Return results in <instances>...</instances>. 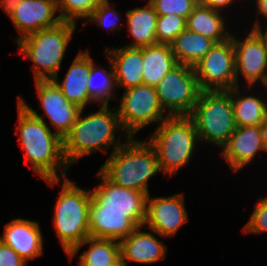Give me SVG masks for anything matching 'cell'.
<instances>
[{"label": "cell", "instance_id": "30", "mask_svg": "<svg viewBox=\"0 0 267 266\" xmlns=\"http://www.w3.org/2000/svg\"><path fill=\"white\" fill-rule=\"evenodd\" d=\"M186 29V19L176 14L158 15L156 24L157 44L170 45Z\"/></svg>", "mask_w": 267, "mask_h": 266}, {"label": "cell", "instance_id": "21", "mask_svg": "<svg viewBox=\"0 0 267 266\" xmlns=\"http://www.w3.org/2000/svg\"><path fill=\"white\" fill-rule=\"evenodd\" d=\"M104 55L113 65L117 88H130L143 84V47L105 49Z\"/></svg>", "mask_w": 267, "mask_h": 266}, {"label": "cell", "instance_id": "18", "mask_svg": "<svg viewBox=\"0 0 267 266\" xmlns=\"http://www.w3.org/2000/svg\"><path fill=\"white\" fill-rule=\"evenodd\" d=\"M141 228V226L137 227L127 237L119 241L121 263L124 266H128L126 261L153 264L166 258V245L157 239L152 230L148 229L146 232L141 231Z\"/></svg>", "mask_w": 267, "mask_h": 266}, {"label": "cell", "instance_id": "9", "mask_svg": "<svg viewBox=\"0 0 267 266\" xmlns=\"http://www.w3.org/2000/svg\"><path fill=\"white\" fill-rule=\"evenodd\" d=\"M159 102L169 116H189L201 92L194 67L178 64L155 86Z\"/></svg>", "mask_w": 267, "mask_h": 266}, {"label": "cell", "instance_id": "14", "mask_svg": "<svg viewBox=\"0 0 267 266\" xmlns=\"http://www.w3.org/2000/svg\"><path fill=\"white\" fill-rule=\"evenodd\" d=\"M39 102L55 132L62 139L76 122L81 109L69 102L53 80L35 81Z\"/></svg>", "mask_w": 267, "mask_h": 266}, {"label": "cell", "instance_id": "29", "mask_svg": "<svg viewBox=\"0 0 267 266\" xmlns=\"http://www.w3.org/2000/svg\"><path fill=\"white\" fill-rule=\"evenodd\" d=\"M97 6L93 0H57L62 21L75 24L76 20L88 19Z\"/></svg>", "mask_w": 267, "mask_h": 266}, {"label": "cell", "instance_id": "5", "mask_svg": "<svg viewBox=\"0 0 267 266\" xmlns=\"http://www.w3.org/2000/svg\"><path fill=\"white\" fill-rule=\"evenodd\" d=\"M77 24L62 21L19 39L16 44L21 53L33 63L36 80H53L58 77L67 46Z\"/></svg>", "mask_w": 267, "mask_h": 266}, {"label": "cell", "instance_id": "7", "mask_svg": "<svg viewBox=\"0 0 267 266\" xmlns=\"http://www.w3.org/2000/svg\"><path fill=\"white\" fill-rule=\"evenodd\" d=\"M189 117L200 142L222 147L237 128L230 90L201 91Z\"/></svg>", "mask_w": 267, "mask_h": 266}, {"label": "cell", "instance_id": "33", "mask_svg": "<svg viewBox=\"0 0 267 266\" xmlns=\"http://www.w3.org/2000/svg\"><path fill=\"white\" fill-rule=\"evenodd\" d=\"M243 232L245 234L267 232V196L259 198Z\"/></svg>", "mask_w": 267, "mask_h": 266}, {"label": "cell", "instance_id": "28", "mask_svg": "<svg viewBox=\"0 0 267 266\" xmlns=\"http://www.w3.org/2000/svg\"><path fill=\"white\" fill-rule=\"evenodd\" d=\"M110 68V71L102 69L101 67H96L93 58L90 55V74L88 80V92L90 98L101 105H109L110 99H114L112 94L113 90L118 89L116 85V78L114 74V69L111 60L107 57ZM98 75L101 77L99 82H96ZM99 79V78H98ZM97 79V80H98Z\"/></svg>", "mask_w": 267, "mask_h": 266}, {"label": "cell", "instance_id": "35", "mask_svg": "<svg viewBox=\"0 0 267 266\" xmlns=\"http://www.w3.org/2000/svg\"><path fill=\"white\" fill-rule=\"evenodd\" d=\"M236 0H200V2L207 6L210 7L211 9H215L218 11H221L224 8H228V6L232 5L235 3Z\"/></svg>", "mask_w": 267, "mask_h": 266}, {"label": "cell", "instance_id": "4", "mask_svg": "<svg viewBox=\"0 0 267 266\" xmlns=\"http://www.w3.org/2000/svg\"><path fill=\"white\" fill-rule=\"evenodd\" d=\"M147 140L156 151L161 172L168 176H173L189 163L196 144L200 143L189 116L167 117Z\"/></svg>", "mask_w": 267, "mask_h": 266}, {"label": "cell", "instance_id": "41", "mask_svg": "<svg viewBox=\"0 0 267 266\" xmlns=\"http://www.w3.org/2000/svg\"><path fill=\"white\" fill-rule=\"evenodd\" d=\"M116 266H124L121 261Z\"/></svg>", "mask_w": 267, "mask_h": 266}, {"label": "cell", "instance_id": "13", "mask_svg": "<svg viewBox=\"0 0 267 266\" xmlns=\"http://www.w3.org/2000/svg\"><path fill=\"white\" fill-rule=\"evenodd\" d=\"M183 194L168 197H147L146 218L148 229L163 238L171 237L188 221Z\"/></svg>", "mask_w": 267, "mask_h": 266}, {"label": "cell", "instance_id": "27", "mask_svg": "<svg viewBox=\"0 0 267 266\" xmlns=\"http://www.w3.org/2000/svg\"><path fill=\"white\" fill-rule=\"evenodd\" d=\"M240 86L231 89V99L234 117L237 126H259L267 117V100L262 96H243L240 94Z\"/></svg>", "mask_w": 267, "mask_h": 266}, {"label": "cell", "instance_id": "16", "mask_svg": "<svg viewBox=\"0 0 267 266\" xmlns=\"http://www.w3.org/2000/svg\"><path fill=\"white\" fill-rule=\"evenodd\" d=\"M0 241L11 247L25 262L43 255V237L39 222L13 219L5 224Z\"/></svg>", "mask_w": 267, "mask_h": 266}, {"label": "cell", "instance_id": "22", "mask_svg": "<svg viewBox=\"0 0 267 266\" xmlns=\"http://www.w3.org/2000/svg\"><path fill=\"white\" fill-rule=\"evenodd\" d=\"M127 29L131 35L132 43L127 47L141 48L157 44L156 24L158 15L149 1L144 7L126 11Z\"/></svg>", "mask_w": 267, "mask_h": 266}, {"label": "cell", "instance_id": "10", "mask_svg": "<svg viewBox=\"0 0 267 266\" xmlns=\"http://www.w3.org/2000/svg\"><path fill=\"white\" fill-rule=\"evenodd\" d=\"M194 70L201 91L230 90L236 86L235 49L232 38L215 43Z\"/></svg>", "mask_w": 267, "mask_h": 266}, {"label": "cell", "instance_id": "36", "mask_svg": "<svg viewBox=\"0 0 267 266\" xmlns=\"http://www.w3.org/2000/svg\"><path fill=\"white\" fill-rule=\"evenodd\" d=\"M21 0H0V7L7 13L8 17L15 11Z\"/></svg>", "mask_w": 267, "mask_h": 266}, {"label": "cell", "instance_id": "31", "mask_svg": "<svg viewBox=\"0 0 267 266\" xmlns=\"http://www.w3.org/2000/svg\"><path fill=\"white\" fill-rule=\"evenodd\" d=\"M154 7L157 15H167L174 13L184 17L186 20L188 15L199 4L200 0H148Z\"/></svg>", "mask_w": 267, "mask_h": 266}, {"label": "cell", "instance_id": "25", "mask_svg": "<svg viewBox=\"0 0 267 266\" xmlns=\"http://www.w3.org/2000/svg\"><path fill=\"white\" fill-rule=\"evenodd\" d=\"M177 65L170 45L155 44L143 47V84L156 86Z\"/></svg>", "mask_w": 267, "mask_h": 266}, {"label": "cell", "instance_id": "38", "mask_svg": "<svg viewBox=\"0 0 267 266\" xmlns=\"http://www.w3.org/2000/svg\"><path fill=\"white\" fill-rule=\"evenodd\" d=\"M259 129L261 132V138L263 143V149L267 152V117L266 119L259 125Z\"/></svg>", "mask_w": 267, "mask_h": 266}, {"label": "cell", "instance_id": "15", "mask_svg": "<svg viewBox=\"0 0 267 266\" xmlns=\"http://www.w3.org/2000/svg\"><path fill=\"white\" fill-rule=\"evenodd\" d=\"M57 0H21L15 11L9 16L20 36L15 43L30 33L54 27L62 22Z\"/></svg>", "mask_w": 267, "mask_h": 266}, {"label": "cell", "instance_id": "8", "mask_svg": "<svg viewBox=\"0 0 267 266\" xmlns=\"http://www.w3.org/2000/svg\"><path fill=\"white\" fill-rule=\"evenodd\" d=\"M117 101L119 121L127 139L149 124H160L169 117L159 102L155 86L141 84L127 88Z\"/></svg>", "mask_w": 267, "mask_h": 266}, {"label": "cell", "instance_id": "37", "mask_svg": "<svg viewBox=\"0 0 267 266\" xmlns=\"http://www.w3.org/2000/svg\"><path fill=\"white\" fill-rule=\"evenodd\" d=\"M261 20L257 19L253 25V27L250 29V30H255L260 36L261 38L263 39L264 43H265V46H266V49H267V25L265 26V30L263 31L262 27L260 26L261 23H260Z\"/></svg>", "mask_w": 267, "mask_h": 266}, {"label": "cell", "instance_id": "17", "mask_svg": "<svg viewBox=\"0 0 267 266\" xmlns=\"http://www.w3.org/2000/svg\"><path fill=\"white\" fill-rule=\"evenodd\" d=\"M221 151L233 171L242 170L260 151H264L259 126H237Z\"/></svg>", "mask_w": 267, "mask_h": 266}, {"label": "cell", "instance_id": "32", "mask_svg": "<svg viewBox=\"0 0 267 266\" xmlns=\"http://www.w3.org/2000/svg\"><path fill=\"white\" fill-rule=\"evenodd\" d=\"M119 15L118 11L111 6L110 2H106L97 6L91 16L85 21L94 23L102 28H107L110 31H118L120 30L119 22L121 20L118 18L120 17ZM109 17H111L112 20H110Z\"/></svg>", "mask_w": 267, "mask_h": 266}, {"label": "cell", "instance_id": "24", "mask_svg": "<svg viewBox=\"0 0 267 266\" xmlns=\"http://www.w3.org/2000/svg\"><path fill=\"white\" fill-rule=\"evenodd\" d=\"M89 244L88 250L79 255V266H116L121 261L120 243L114 239L86 238L67 256L71 261L83 245Z\"/></svg>", "mask_w": 267, "mask_h": 266}, {"label": "cell", "instance_id": "40", "mask_svg": "<svg viewBox=\"0 0 267 266\" xmlns=\"http://www.w3.org/2000/svg\"><path fill=\"white\" fill-rule=\"evenodd\" d=\"M98 6L99 5H102V4H104V3H106V2H109V0H93Z\"/></svg>", "mask_w": 267, "mask_h": 266}, {"label": "cell", "instance_id": "34", "mask_svg": "<svg viewBox=\"0 0 267 266\" xmlns=\"http://www.w3.org/2000/svg\"><path fill=\"white\" fill-rule=\"evenodd\" d=\"M25 262L11 247L0 241V266H26Z\"/></svg>", "mask_w": 267, "mask_h": 266}, {"label": "cell", "instance_id": "1", "mask_svg": "<svg viewBox=\"0 0 267 266\" xmlns=\"http://www.w3.org/2000/svg\"><path fill=\"white\" fill-rule=\"evenodd\" d=\"M17 110L18 126L15 133L19 136L25 162L30 163L33 172L51 187L60 185L70 167L63 154L62 138L51 131L43 116L21 96H18ZM58 171H61L60 175Z\"/></svg>", "mask_w": 267, "mask_h": 266}, {"label": "cell", "instance_id": "26", "mask_svg": "<svg viewBox=\"0 0 267 266\" xmlns=\"http://www.w3.org/2000/svg\"><path fill=\"white\" fill-rule=\"evenodd\" d=\"M215 42L187 28L170 44L178 64L194 67L211 50Z\"/></svg>", "mask_w": 267, "mask_h": 266}, {"label": "cell", "instance_id": "23", "mask_svg": "<svg viewBox=\"0 0 267 266\" xmlns=\"http://www.w3.org/2000/svg\"><path fill=\"white\" fill-rule=\"evenodd\" d=\"M211 9L201 2L188 15L186 28L192 32L199 33L215 43H221L230 38V31H225L226 23L223 12Z\"/></svg>", "mask_w": 267, "mask_h": 266}, {"label": "cell", "instance_id": "19", "mask_svg": "<svg viewBox=\"0 0 267 266\" xmlns=\"http://www.w3.org/2000/svg\"><path fill=\"white\" fill-rule=\"evenodd\" d=\"M89 74L90 53L88 50H80L67 70L64 80L59 82L58 77H55L53 81L69 102L84 110L86 105L94 102L88 92Z\"/></svg>", "mask_w": 267, "mask_h": 266}, {"label": "cell", "instance_id": "3", "mask_svg": "<svg viewBox=\"0 0 267 266\" xmlns=\"http://www.w3.org/2000/svg\"><path fill=\"white\" fill-rule=\"evenodd\" d=\"M99 171L115 185L149 195L148 180L161 169L153 146L129 137Z\"/></svg>", "mask_w": 267, "mask_h": 266}, {"label": "cell", "instance_id": "12", "mask_svg": "<svg viewBox=\"0 0 267 266\" xmlns=\"http://www.w3.org/2000/svg\"><path fill=\"white\" fill-rule=\"evenodd\" d=\"M235 49L236 86H239V74L244 77L245 85L250 88L260 81L266 87L267 49L261 36L251 30L244 40L230 36Z\"/></svg>", "mask_w": 267, "mask_h": 266}, {"label": "cell", "instance_id": "2", "mask_svg": "<svg viewBox=\"0 0 267 266\" xmlns=\"http://www.w3.org/2000/svg\"><path fill=\"white\" fill-rule=\"evenodd\" d=\"M83 109L78 114L76 122L64 136L63 154L69 166L79 159L102 150L106 153L111 146L114 152L123 142L115 134L121 130L117 109L111 110L109 105H101L96 112L82 116Z\"/></svg>", "mask_w": 267, "mask_h": 266}, {"label": "cell", "instance_id": "6", "mask_svg": "<svg viewBox=\"0 0 267 266\" xmlns=\"http://www.w3.org/2000/svg\"><path fill=\"white\" fill-rule=\"evenodd\" d=\"M54 207L53 225L64 252L68 255L89 234L91 191L75 185L67 177Z\"/></svg>", "mask_w": 267, "mask_h": 266}, {"label": "cell", "instance_id": "11", "mask_svg": "<svg viewBox=\"0 0 267 266\" xmlns=\"http://www.w3.org/2000/svg\"><path fill=\"white\" fill-rule=\"evenodd\" d=\"M97 177L100 184L90 191L91 197L100 205V211L128 212V218L137 227H143L148 195L115 185L100 171Z\"/></svg>", "mask_w": 267, "mask_h": 266}, {"label": "cell", "instance_id": "39", "mask_svg": "<svg viewBox=\"0 0 267 266\" xmlns=\"http://www.w3.org/2000/svg\"><path fill=\"white\" fill-rule=\"evenodd\" d=\"M256 1V8H257V15H262L267 20V0H255ZM267 22V21H266Z\"/></svg>", "mask_w": 267, "mask_h": 266}, {"label": "cell", "instance_id": "20", "mask_svg": "<svg viewBox=\"0 0 267 266\" xmlns=\"http://www.w3.org/2000/svg\"><path fill=\"white\" fill-rule=\"evenodd\" d=\"M137 226L128 218V212L100 211V205L91 197L89 234L91 238L122 240Z\"/></svg>", "mask_w": 267, "mask_h": 266}]
</instances>
